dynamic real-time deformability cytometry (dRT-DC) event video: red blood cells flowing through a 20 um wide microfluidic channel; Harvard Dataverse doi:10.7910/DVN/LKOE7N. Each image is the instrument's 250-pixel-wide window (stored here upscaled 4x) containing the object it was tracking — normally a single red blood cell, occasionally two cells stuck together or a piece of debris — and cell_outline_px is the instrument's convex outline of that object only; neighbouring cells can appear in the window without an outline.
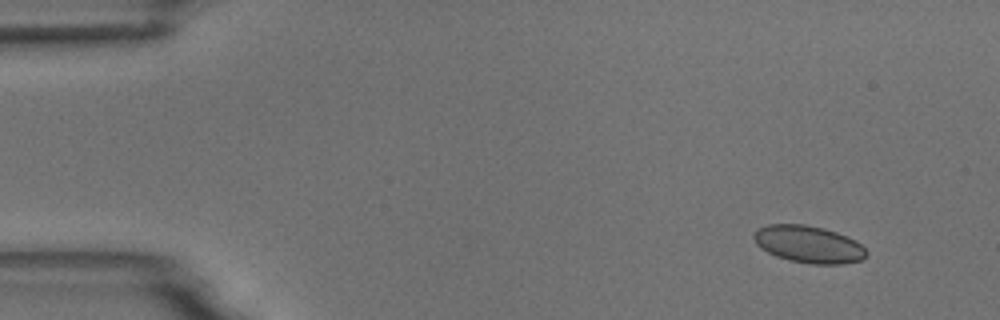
{"species": "common noctule bat (a hibernating species)", "species_latin": "Nyctalus noctula", "temperature_condition": "room temperature", "stored_images_in_passage": 6, "camera_frame_rate_fps": 3000, "um_per_image_px": 0.085, "animal": {"sex": "male", "body_mass_g": 18.8}, "frame": {"image": 1, "passage_image": 2, "time_ms": 1.0, "image_size_px": [1000, 320], "cell_outline_px": [[868, 252], [860, 260], [844, 264], [812, 264], [788, 260], [776, 256], [760, 248], [756, 244], [752, 236], [756, 228], [768, 224], [804, 224], [824, 228], [848, 236], [856, 240]], "centroid_in_image_um": [68.7, 20.75], "position_along_channel_um": 16.3, "area_um2": 24.57}}
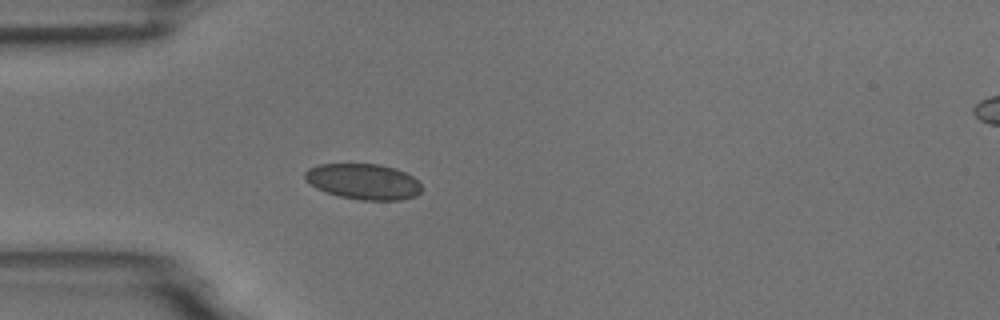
{"frame": {"image": 2, "passage_image": 5, "time_ms": 4.667, "image_size_px": [1000, 320], "cell_outline_px": [[420, 192], [416, 196], [400, 200], [360, 200], [340, 196], [316, 188], [304, 176], [304, 172], [308, 168], [320, 164], [380, 164], [396, 168], [412, 176], [420, 184]], "centroid_in_image_um": [30.9, 15.43], "position_along_channel_um": 54.1, "area_um2": 24.1}}